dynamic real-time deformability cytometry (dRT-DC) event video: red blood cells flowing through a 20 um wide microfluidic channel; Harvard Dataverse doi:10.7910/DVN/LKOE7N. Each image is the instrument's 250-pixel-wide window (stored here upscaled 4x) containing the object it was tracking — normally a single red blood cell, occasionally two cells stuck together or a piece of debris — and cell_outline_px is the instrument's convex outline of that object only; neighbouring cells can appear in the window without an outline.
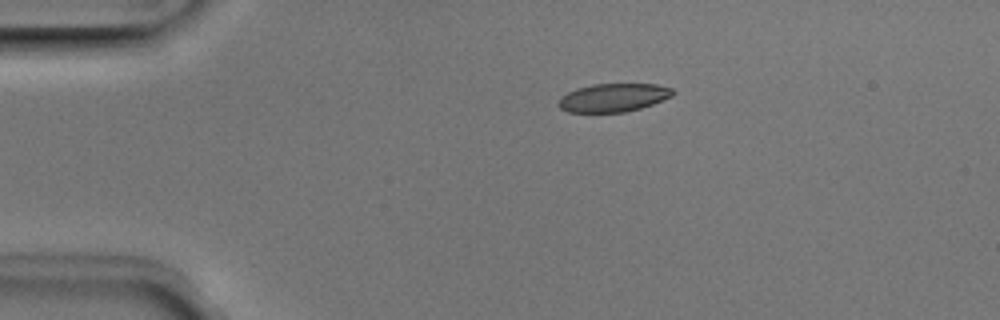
{"species": "Egyptian fruit bat (a non-hibernating species)", "species_latin": "Rousettus aegyptiacus", "temperature_condition": "room temperature", "stored_images_in_passage": 3, "camera_frame_rate_fps": 3000, "um_per_image_px": 0.085, "animal": {"sex": "male"}, "frame": {"image": 1, "passage_image": 1, "time_ms": 0.0, "image_size_px": [1000, 320], "cell_outline_px": [[676, 92], [672, 96], [652, 104], [640, 108], [624, 112], [568, 112], [560, 108], [556, 104], [560, 96], [576, 88], [592, 84], [656, 84], [672, 88]], "centroid_in_image_um": [52.1, 8.29], "position_along_channel_um": 32.9, "area_um2": 18.96}}
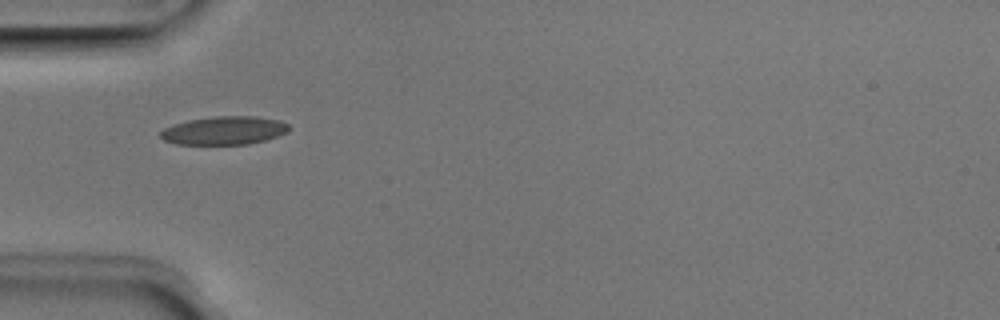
{"frame": {"image": 2, "passage_image": 3, "time_ms": 0.667, "image_size_px": [1000, 320], "cell_outline_px": [[288, 132], [264, 140], [248, 144], [176, 144], [164, 140], [160, 136], [160, 132], [164, 128], [172, 124], [188, 120], [212, 116], [252, 116], [280, 120], [288, 124]], "centroid_in_image_um": [19.02, 11.08], "position_along_channel_um": 66.0, "area_um2": 21.15}}